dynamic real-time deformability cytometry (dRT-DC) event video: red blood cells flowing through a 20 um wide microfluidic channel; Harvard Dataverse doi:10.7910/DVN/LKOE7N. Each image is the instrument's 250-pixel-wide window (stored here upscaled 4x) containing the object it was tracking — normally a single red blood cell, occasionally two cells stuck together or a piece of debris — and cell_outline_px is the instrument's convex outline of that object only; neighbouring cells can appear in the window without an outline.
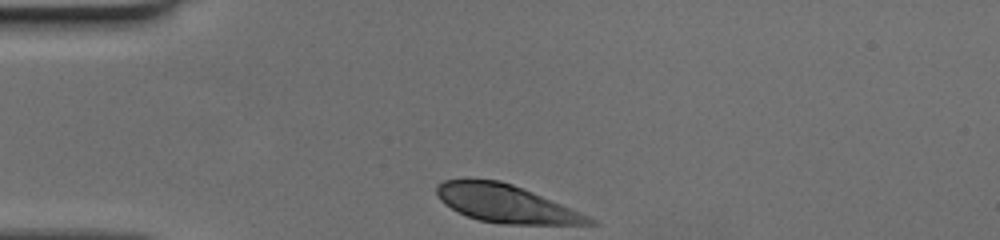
{"species": "human", "species_latin": "Homo sapiens", "temperature_condition": "cold", "stored_images_in_passage": 29, "camera_frame_rate_fps": 3000, "um_per_image_px": 0.085, "donor": {"sex": "female"}, "frame": {"image": 1, "passage_image": 1, "time_ms": 0.0, "image_size_px": [1000, 240], "cell_outline_px": [[596, 224], [504, 224], [480, 220], [468, 216], [444, 204], [440, 200], [436, 192], [436, 188], [444, 180], [500, 180], [512, 184], [532, 192], [580, 212], [596, 220]], "centroid_in_image_um": [43.0, 17.32], "position_along_channel_um": 42.0, "area_um2": 32.77}}
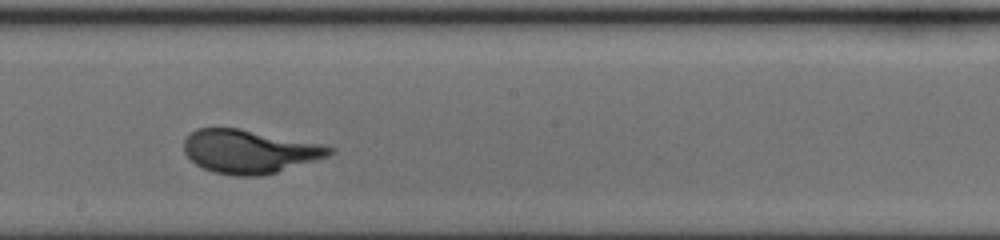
{"frame": {"image": 2, "passage_image": 17, "time_ms": 5.333, "image_size_px": [1000, 240], "cell_outline_px": [[336, 152], [328, 156], [276, 172], [260, 176], [236, 176], [212, 172], [196, 164], [184, 152], [184, 140], [196, 128], [240, 128], [320, 144], [336, 148]], "centroid_in_image_um": [21.19, 12.87], "position_along_channel_um": 227.0, "area_um2": 36.65}}
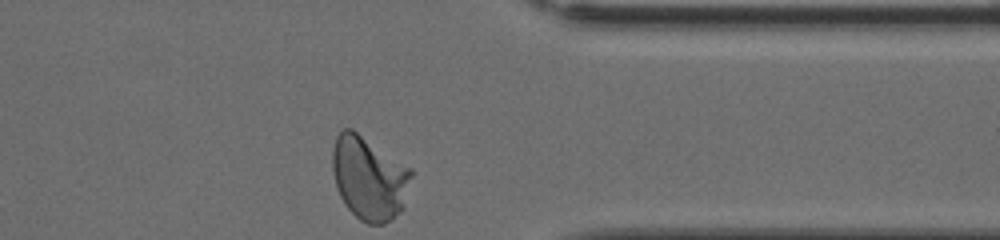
{"frame": {"image": 3, "passage_image": 29, "time_ms": 9.333, "image_size_px": [1000, 240], "cell_outline_px": [[412, 176], [404, 208], [392, 220], [384, 224], [368, 224], [360, 220], [348, 208], [340, 196], [336, 184], [332, 168], [332, 152], [336, 136], [344, 128], [352, 128], [412, 168]], "centroid_in_image_um": [31.4, 15.13], "position_along_channel_um": 380.0, "area_um2": 38.67}}